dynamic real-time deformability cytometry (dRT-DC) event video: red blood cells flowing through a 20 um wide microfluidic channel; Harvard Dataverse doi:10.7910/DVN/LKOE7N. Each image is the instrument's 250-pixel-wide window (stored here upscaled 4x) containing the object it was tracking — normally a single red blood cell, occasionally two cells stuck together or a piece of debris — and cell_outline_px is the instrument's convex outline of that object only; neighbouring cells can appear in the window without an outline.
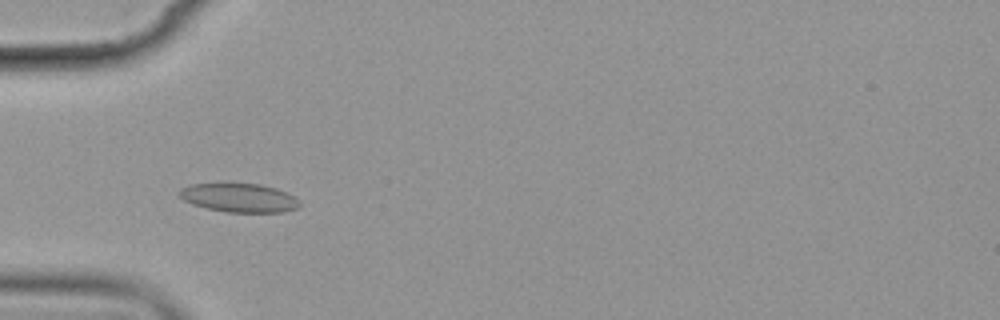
{"species": "common noctule bat (a hibernating species)", "species_latin": "Nyctalus noctula", "temperature_condition": "cold", "stored_images_in_passage": 5, "camera_frame_rate_fps": 3000, "um_per_image_px": 0.085, "animal": {"sex": "female", "body_mass_g": 19.9}, "frame": {"image": 1, "passage_image": 4, "time_ms": 3.333, "image_size_px": [1000, 320], "cell_outline_px": [[300, 204], [296, 208], [284, 212], [224, 212], [192, 204], [184, 200], [176, 192], [180, 188], [188, 184], [260, 184], [276, 188], [292, 196]], "centroid_in_image_um": [20.26, 16.81], "position_along_channel_um": 64.7, "area_um2": 19.94}}
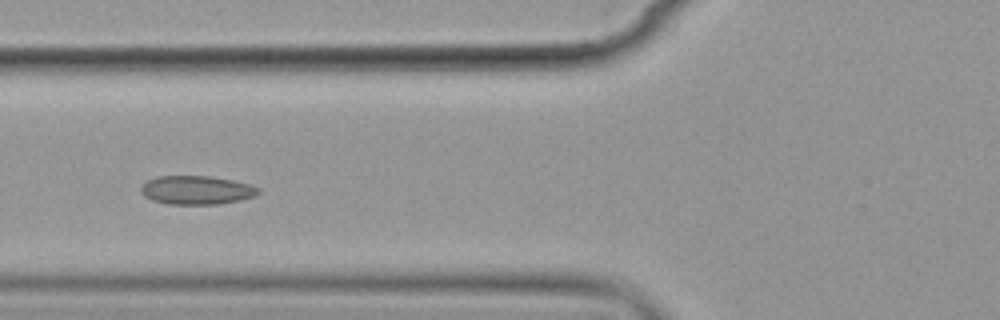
{"frame": {"image": 2, "passage_image": 5, "time_ms": 4.667, "image_size_px": [1000, 320], "cell_outline_px": [[260, 192], [252, 196], [240, 200], [216, 204], [168, 204], [152, 200], [144, 196], [140, 192], [140, 188], [148, 180], [156, 176], [208, 176], [232, 180], [248, 184], [260, 188]], "centroid_in_image_um": [16.67, 16.15], "position_along_channel_um": 109.1, "area_um2": 19.48}}